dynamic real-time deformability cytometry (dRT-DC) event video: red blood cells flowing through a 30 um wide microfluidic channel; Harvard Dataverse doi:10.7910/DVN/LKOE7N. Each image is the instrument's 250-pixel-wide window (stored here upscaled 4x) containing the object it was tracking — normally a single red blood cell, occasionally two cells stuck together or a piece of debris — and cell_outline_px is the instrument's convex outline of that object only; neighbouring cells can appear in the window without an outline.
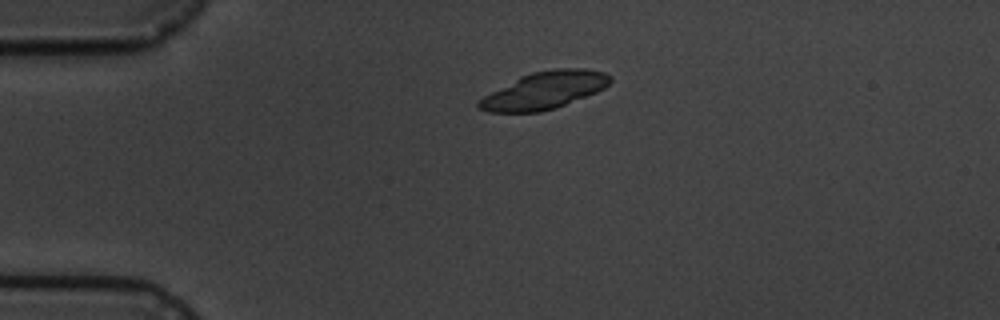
{"species": "common noctule bat (a hibernating species)", "species_latin": "Nyctalus noctula", "temperature_condition": "cold", "stored_images_in_passage": 3, "camera_frame_rate_fps": 3000, "um_per_image_px": 0.085, "animal": {"sex": "male", "body_mass_g": 19.5, "forearm_length_mm": 54.6}, "frame": {"image": 1, "passage_image": 2, "time_ms": 1.333, "image_size_px": [1000, 320], "cell_outline_px": [[612, 80], [604, 88], [596, 92], [556, 108], [540, 112], [488, 112], [476, 108], [476, 104], [484, 96], [520, 76], [532, 72], [556, 68], [588, 68], [604, 72], [612, 76]], "centroid_in_image_um": [46.28, 7.67], "position_along_channel_um": 38.7, "area_um2": 28.5}}